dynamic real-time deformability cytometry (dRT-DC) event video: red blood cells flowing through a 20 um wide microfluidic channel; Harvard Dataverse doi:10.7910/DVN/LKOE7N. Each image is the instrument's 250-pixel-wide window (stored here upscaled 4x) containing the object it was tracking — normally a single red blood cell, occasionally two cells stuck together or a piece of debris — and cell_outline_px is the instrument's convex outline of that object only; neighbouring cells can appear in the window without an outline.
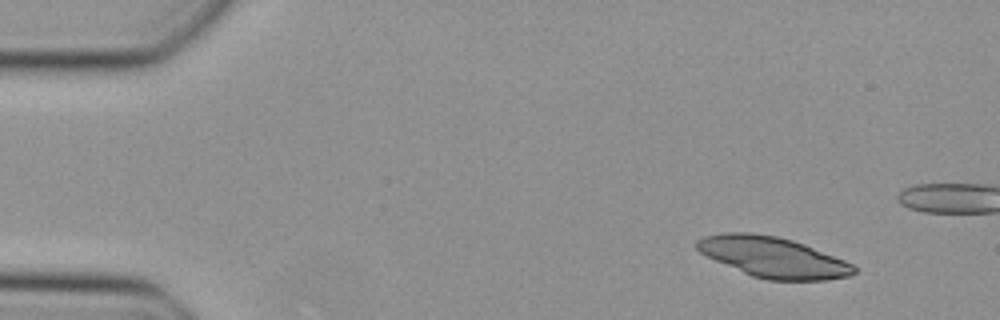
{"species": "Egyptian fruit bat (a non-hibernating species)", "species_latin": "Rousettus aegyptiacus", "temperature_condition": "cold", "stored_images_in_passage": 11, "camera_frame_rate_fps": 3000, "um_per_image_px": 0.085, "animal": {"sex": "female"}, "frame": {"image": 1, "passage_image": 1, "time_ms": 0.0, "image_size_px": [1000, 320], "cell_outline_px": [[856, 272], [852, 276], [824, 280], [768, 280], [752, 276], [716, 260], [700, 252], [696, 248], [696, 240], [704, 236], [724, 232], [748, 232], [776, 236], [792, 240], [804, 244], [844, 260], [852, 264], [856, 268]], "centroid_in_image_um": [65.72, 21.86], "position_along_channel_um": 19.3, "area_um2": 36.82}}